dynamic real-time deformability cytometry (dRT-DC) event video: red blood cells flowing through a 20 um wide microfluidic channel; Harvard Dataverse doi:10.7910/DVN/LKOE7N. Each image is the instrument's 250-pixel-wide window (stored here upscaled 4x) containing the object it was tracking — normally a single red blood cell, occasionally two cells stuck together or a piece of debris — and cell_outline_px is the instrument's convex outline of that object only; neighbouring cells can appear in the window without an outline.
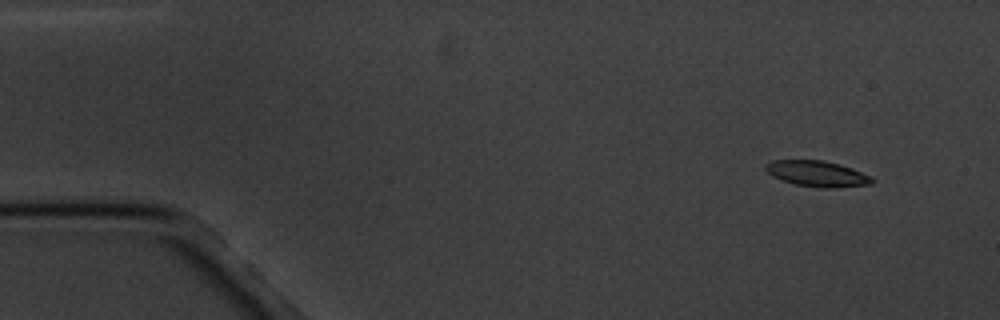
{"species": "common noctule bat (a hibernating species)", "species_latin": "Nyctalus noctula", "temperature_condition": "cold", "stored_images_in_passage": 4, "camera_frame_rate_fps": 3000, "um_per_image_px": 0.085, "animal": {"sex": "male", "body_mass_g": 20.1, "forearm_length_mm": 53.5}, "frame": {"image": 1, "passage_image": 1, "time_ms": 0.0, "image_size_px": [1000, 320], "cell_outline_px": [[872, 184], [832, 188], [820, 188], [796, 184], [772, 176], [764, 168], [764, 164], [772, 160], [824, 160], [852, 168], [872, 176]], "centroid_in_image_um": [69.45, 14.76], "position_along_channel_um": 15.5, "area_um2": 15.95}}